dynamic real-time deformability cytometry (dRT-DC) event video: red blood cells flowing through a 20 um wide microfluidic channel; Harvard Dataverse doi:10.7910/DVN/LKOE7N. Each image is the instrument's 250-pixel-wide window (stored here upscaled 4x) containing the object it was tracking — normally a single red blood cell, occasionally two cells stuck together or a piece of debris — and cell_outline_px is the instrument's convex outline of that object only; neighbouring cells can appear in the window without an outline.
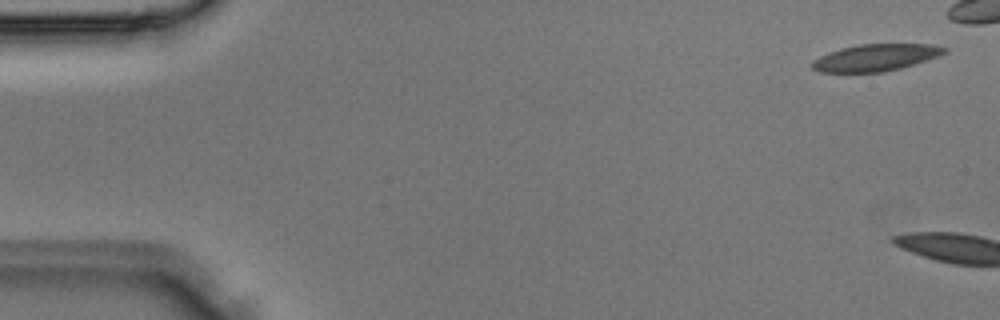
{"species": "Egyptian fruit bat (a non-hibernating species)", "species_latin": "Rousettus aegyptiacus", "temperature_condition": "room temperature", "stored_images_in_passage": 4, "camera_frame_rate_fps": 3000, "um_per_image_px": 0.085, "animal": {"sex": "male"}, "frame": {"image": 1, "passage_image": 1, "time_ms": 0.0, "image_size_px": [1000, 320], "cell_outline_px": [[948, 52], [940, 56], [900, 68], [884, 72], [820, 72], [812, 68], [808, 64], [812, 60], [828, 52], [840, 48], [860, 44], [936, 44], [948, 48]], "centroid_in_image_um": [74.43, 4.89], "position_along_channel_um": 10.6, "area_um2": 20.98}}